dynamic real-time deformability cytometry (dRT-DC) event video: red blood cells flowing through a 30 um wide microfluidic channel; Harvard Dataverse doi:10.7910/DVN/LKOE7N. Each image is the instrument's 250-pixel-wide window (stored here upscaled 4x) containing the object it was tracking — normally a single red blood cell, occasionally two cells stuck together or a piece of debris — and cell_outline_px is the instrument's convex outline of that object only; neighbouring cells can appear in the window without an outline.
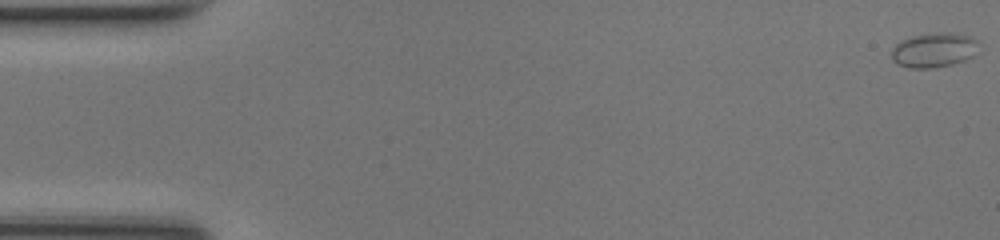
{"species": "common noctule bat (a hibernating species)", "species_latin": "Nyctalus noctula", "temperature_condition": "room temperature", "stored_images_in_passage": 41, "camera_frame_rate_fps": 3000, "um_per_image_px": 0.085, "animal": {"sex": "female", "body_mass_g": 17.0, "forearm_length_mm": 48.0}, "frame": {"image": 1, "passage_image": 1, "time_ms": 0.0, "image_size_px": [1000, 240], "cell_outline_px": [[980, 40], [972, 56], [964, 60], [952, 64], [932, 68], [908, 68], [896, 64], [892, 60], [892, 48], [896, 44], [912, 36], [940, 32], [956, 32], [972, 36]], "centroid_in_image_um": [79.4, 4.24], "position_along_channel_um": 5.6, "area_um2": 17.69}}
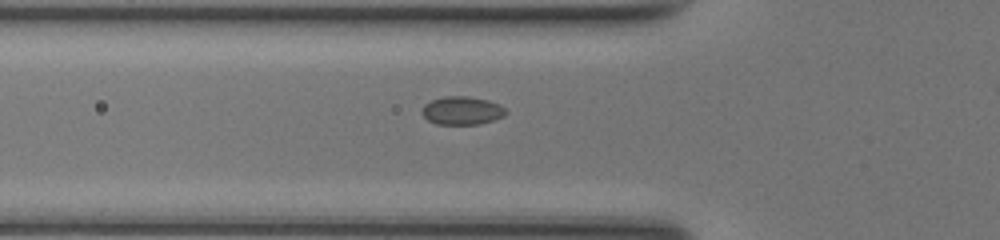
{"frame": {"image": 2, "passage_image": 18, "time_ms": 5.667, "image_size_px": [1000, 240], "cell_outline_px": [[508, 112], [504, 116], [480, 124], [436, 124], [428, 120], [420, 112], [420, 108], [424, 104], [432, 100], [444, 96], [468, 96], [488, 100], [500, 104]], "centroid_in_image_um": [39.25, 9.39], "position_along_channel_um": 86.5, "area_um2": 13.93}}
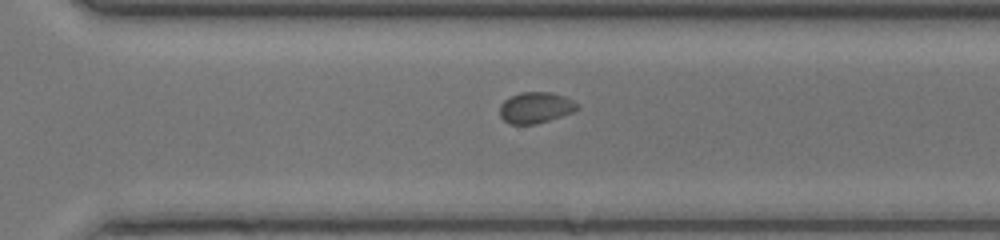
{"frame": {"image": 3, "passage_image": 35, "time_ms": 11.333, "image_size_px": [1000, 240], "cell_outline_px": [[580, 108], [576, 112], [536, 124], [508, 124], [500, 116], [500, 104], [504, 100], [520, 92], [552, 92], [564, 96], [580, 104]], "centroid_in_image_um": [45.57, 9.15], "position_along_channel_um": 325.0, "area_um2": 14.28}}